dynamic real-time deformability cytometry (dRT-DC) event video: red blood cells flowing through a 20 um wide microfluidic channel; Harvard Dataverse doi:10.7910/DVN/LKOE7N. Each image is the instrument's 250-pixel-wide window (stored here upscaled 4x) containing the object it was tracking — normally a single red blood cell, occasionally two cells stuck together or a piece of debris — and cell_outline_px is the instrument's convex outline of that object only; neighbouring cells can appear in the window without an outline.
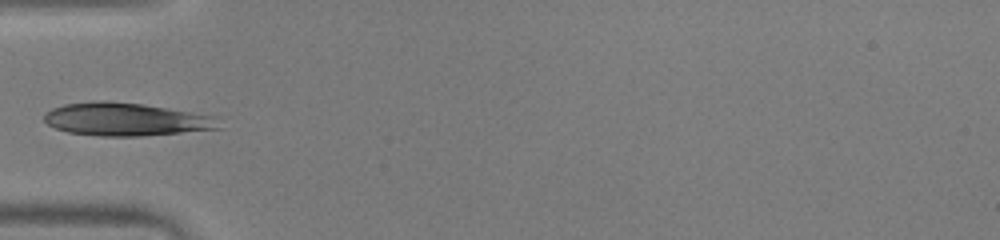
{"species": "human", "species_latin": "Homo sapiens", "temperature_condition": "warm", "stored_images_in_passage": 33, "camera_frame_rate_fps": 3000, "um_per_image_px": 0.085, "donor": {"sex": "male"}, "frame": {"image": 1, "passage_image": 1, "time_ms": 0.0, "image_size_px": [1000, 240], "cell_outline_px": [[224, 128], [140, 136], [100, 136], [68, 132], [56, 128], [48, 124], [44, 120], [44, 116], [52, 108], [64, 104], [104, 100], [140, 104], [212, 116]], "centroid_in_image_um": [10.65, 10.15], "position_along_channel_um": 74.3, "area_um2": 33.0}}
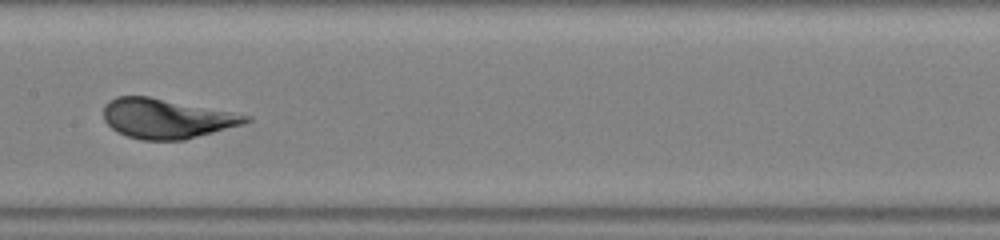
{"frame": {"image": 2, "passage_image": 10, "time_ms": 3.0, "image_size_px": [1000, 240], "cell_outline_px": [[252, 120], [244, 124], [184, 140], [144, 140], [128, 136], [116, 132], [104, 120], [104, 104], [108, 100], [116, 96], [148, 96], [232, 112], [252, 116]], "centroid_in_image_um": [14.14, 10.07], "position_along_channel_um": 193.3, "area_um2": 32.83}}
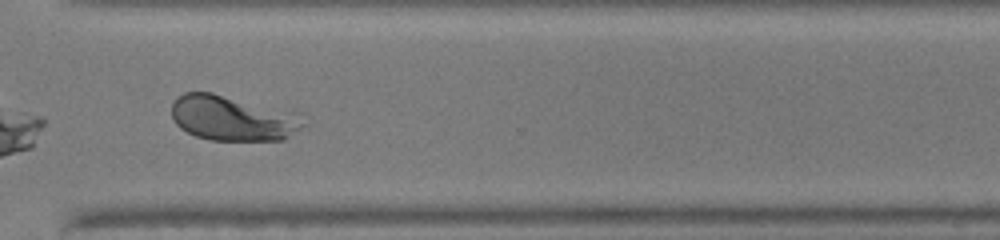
{"frame": {"image": 3, "passage_image": 22, "time_ms": 7.0, "image_size_px": [1000, 240], "cell_outline_px": [[308, 124], [284, 140], [212, 140], [196, 136], [180, 128], [172, 120], [172, 104], [184, 92], [212, 92], [300, 112]], "centroid_in_image_um": [19.86, 10.04], "position_along_channel_um": 350.7, "area_um2": 35.32}}